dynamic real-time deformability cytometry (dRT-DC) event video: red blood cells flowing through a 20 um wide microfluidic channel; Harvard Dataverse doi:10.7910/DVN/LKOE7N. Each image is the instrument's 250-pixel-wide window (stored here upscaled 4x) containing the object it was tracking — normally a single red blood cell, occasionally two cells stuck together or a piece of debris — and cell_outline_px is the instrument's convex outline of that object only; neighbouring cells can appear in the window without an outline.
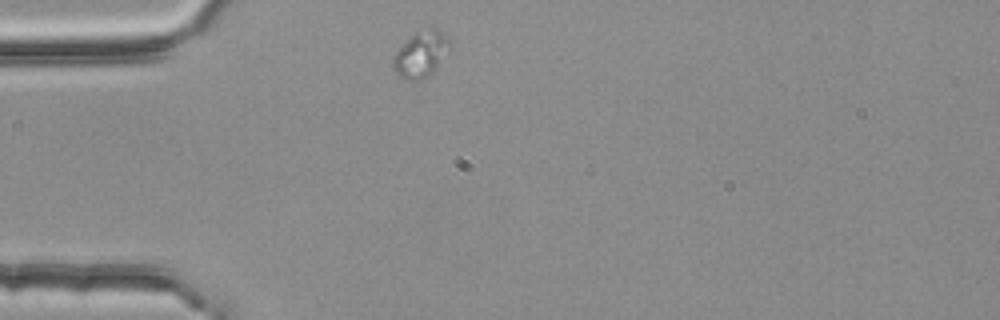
{"species": "common noctule bat (a hibernating species)", "species_latin": "Nyctalus noctula", "temperature_condition": "room temperature", "stored_images_in_passage": 4, "camera_frame_rate_fps": 3000, "um_per_image_px": 0.085, "animal": {"sex": "female", "body_mass_g": 25.1}, "frame": {"image": 1, "passage_image": 1, "time_ms": 0.0, "image_size_px": [1000, 320], "cell_outline_px": [[452, 48], [436, 68], [428, 76], [420, 80], [404, 80], [396, 76], [392, 68], [392, 56], [416, 32], [432, 28], [436, 28], [452, 40]], "centroid_in_image_um": [35.79, 4.64], "position_along_channel_um": 49.2, "area_um2": 15.37}}